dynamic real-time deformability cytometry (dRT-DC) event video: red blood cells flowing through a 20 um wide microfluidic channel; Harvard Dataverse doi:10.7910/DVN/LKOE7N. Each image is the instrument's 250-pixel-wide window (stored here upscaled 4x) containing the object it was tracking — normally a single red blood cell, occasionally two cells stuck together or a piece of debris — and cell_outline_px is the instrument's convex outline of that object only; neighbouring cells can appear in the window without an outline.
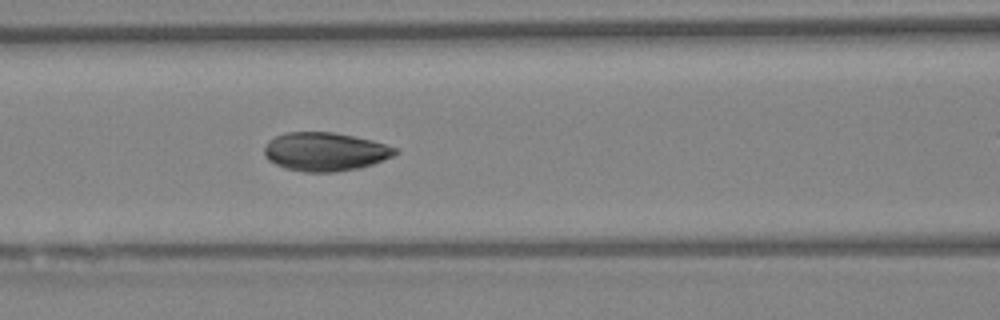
{"species": "Egyptian fruit bat (a non-hibernating species)", "species_latin": "Rousettus aegyptiacus", "temperature_condition": "warm", "stored_images_in_passage": 7, "segment_of_instrument_passage": [1, 2], "camera_frame_rate_fps": 3000, "um_per_image_px": 0.085, "animal": {"sex": "female"}, "frame": {"image": 1, "passage_image": 6, "time_ms": 1.667, "image_size_px": [1000, 320], "cell_outline_px": [[400, 152], [384, 160], [360, 168], [336, 172], [304, 172], [284, 168], [268, 160], [264, 156], [264, 148], [268, 140], [276, 136], [288, 132], [332, 132], [372, 140], [396, 148]], "centroid_in_image_um": [27.62, 12.9], "position_along_channel_um": 139.0, "area_um2": 29.48}}